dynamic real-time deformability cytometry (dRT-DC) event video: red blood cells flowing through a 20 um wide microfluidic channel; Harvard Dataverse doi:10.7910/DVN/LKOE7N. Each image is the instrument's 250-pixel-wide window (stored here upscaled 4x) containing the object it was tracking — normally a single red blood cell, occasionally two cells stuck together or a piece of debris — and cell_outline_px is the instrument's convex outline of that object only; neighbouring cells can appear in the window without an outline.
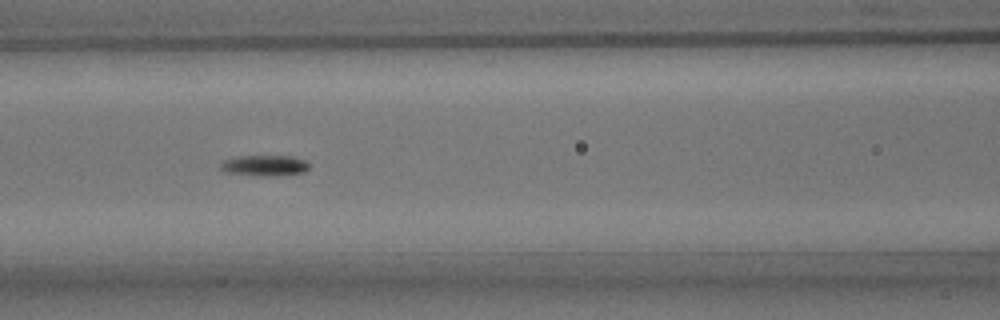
{"species": "common noctule bat (a hibernating species)", "species_latin": "Nyctalus noctula", "temperature_condition": "room temperature", "stored_images_in_passage": 54, "camera_frame_rate_fps": 3000, "um_per_image_px": 0.085, "animal": {"sex": "male", "body_mass_g": 15.6}, "frame": {"image": 1, "passage_image": 23, "time_ms": 7.333, "image_size_px": [1000, 320], "cell_outline_px": [[308, 168], [304, 172], [276, 176], [272, 176], [224, 172], [220, 168], [220, 164], [224, 160], [240, 156], [292, 156], [304, 160], [308, 164]], "centroid_in_image_um": [22.49, 14.06], "position_along_channel_um": 144.1, "area_um2": 10.52}}
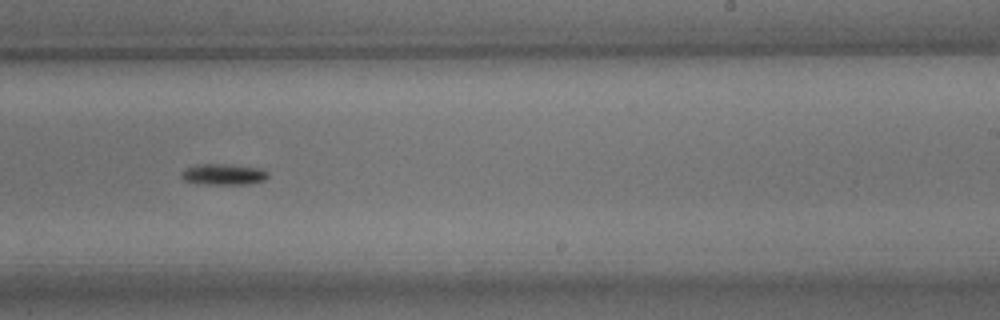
{"frame": {"image": 2, "passage_image": 33, "time_ms": 10.667, "image_size_px": [1000, 320], "cell_outline_px": [[268, 176], [264, 180], [248, 184], [196, 184], [184, 180], [180, 176], [180, 172], [184, 168], [200, 164], [224, 164], [260, 168], [268, 172]], "centroid_in_image_um": [18.94, 14.82], "position_along_channel_um": 270.1, "area_um2": 10.69}}
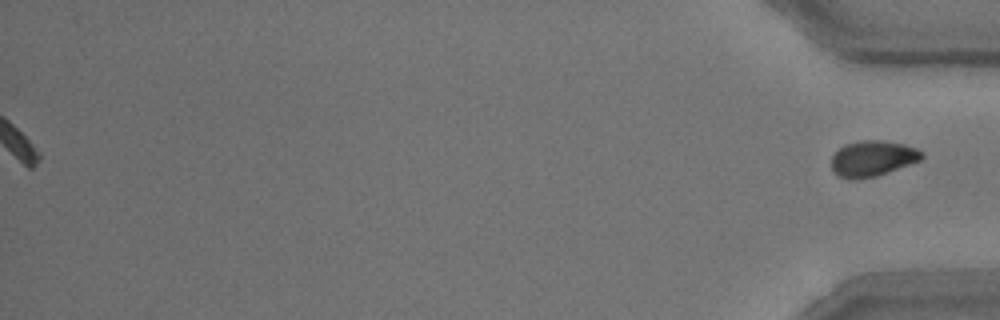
{"frame": {"image": 3, "passage_image": 54, "time_ms": 17.667, "image_size_px": [1000, 320], "cell_outline_px": [[924, 156], [920, 160], [876, 176], [856, 180], [848, 180], [836, 176], [832, 172], [832, 156], [844, 144], [860, 140], [880, 140], [904, 144], [916, 148]], "centroid_in_image_um": [74.1, 13.48], "position_along_channel_um": 361.1, "area_um2": 18.84}}